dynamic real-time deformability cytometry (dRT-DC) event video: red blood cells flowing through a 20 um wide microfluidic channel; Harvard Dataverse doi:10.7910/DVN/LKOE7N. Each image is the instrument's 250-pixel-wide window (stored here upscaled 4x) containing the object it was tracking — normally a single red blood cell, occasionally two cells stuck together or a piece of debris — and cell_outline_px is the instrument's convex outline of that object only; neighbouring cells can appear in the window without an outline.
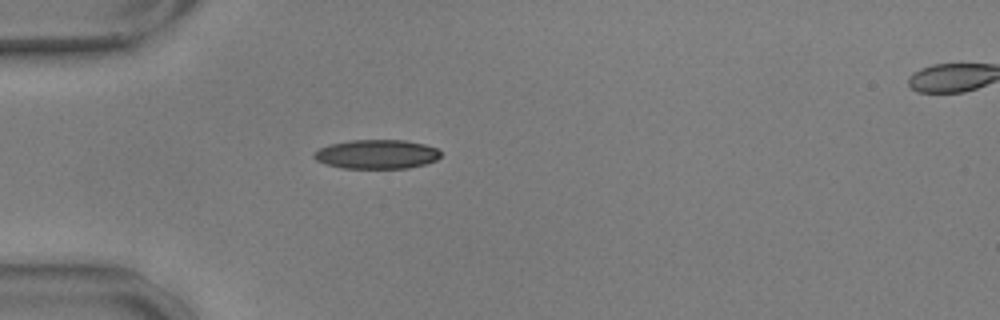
{"species": "common noctule bat (a hibernating species)", "species_latin": "Nyctalus noctula", "temperature_condition": "warm", "stored_images_in_passage": 42, "camera_frame_rate_fps": 3000, "um_per_image_px": 0.085, "animal": {"sex": "male", "body_mass_g": 17.9, "forearm_length_mm": 54.2}, "frame": {"image": 1, "passage_image": 1, "time_ms": 0.0, "image_size_px": [1000, 320], "cell_outline_px": [[440, 156], [436, 160], [424, 164], [408, 168], [340, 168], [324, 164], [316, 160], [312, 156], [312, 152], [320, 148], [332, 144], [348, 140], [404, 140], [424, 144], [436, 148], [440, 152]], "centroid_in_image_um": [31.98, 13.11], "position_along_channel_um": 53.0, "area_um2": 21.56}}
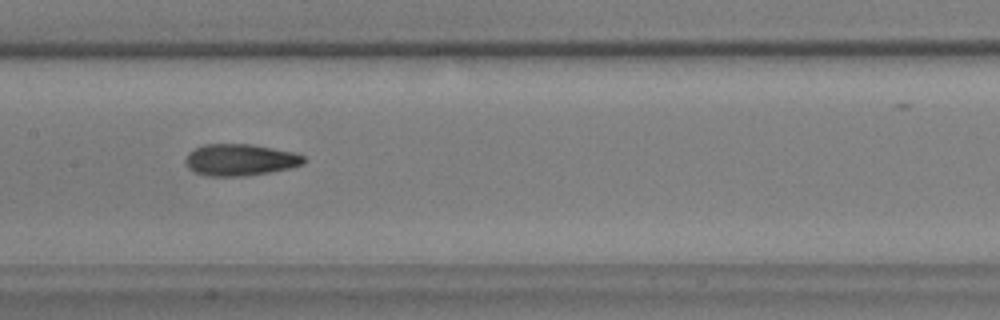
{"frame": {"image": 2, "passage_image": 13, "time_ms": 4.0, "image_size_px": [1000, 320], "cell_outline_px": [[308, 160], [304, 164], [292, 168], [244, 176], [208, 176], [196, 172], [188, 168], [184, 160], [188, 152], [204, 144], [252, 144], [296, 152], [304, 156]], "centroid_in_image_um": [20.45, 13.58], "position_along_channel_um": 186.9, "area_um2": 22.08}}
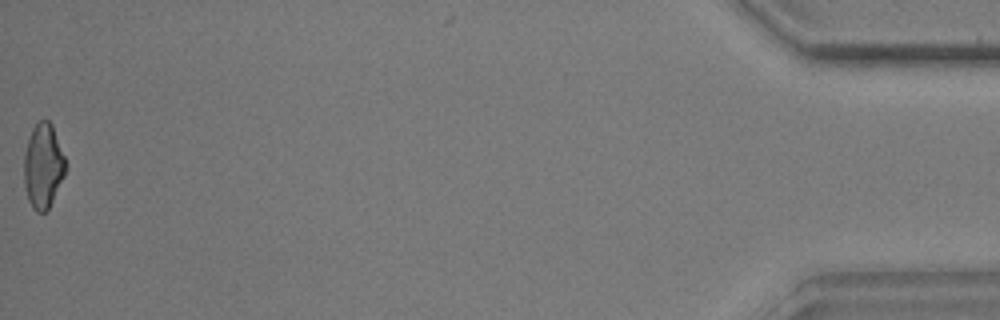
{"frame": {"image": 3, "passage_image": 41, "time_ms": 13.333, "image_size_px": [1000, 320], "cell_outline_px": [[64, 176], [48, 208], [44, 212], [36, 212], [32, 208], [28, 200], [24, 184], [24, 152], [32, 128], [40, 120], [48, 120], [52, 124], [64, 156]], "centroid_in_image_um": [3.64, 14.1], "position_along_channel_um": 431.6, "area_um2": 20.17}, "authors_computed_cell_mechanics": {"area_um2": 21.2993, "velocity_mm_per_s": 3.6035, "shape_relaxation_time_tau1_ms": null, "shape_relaxation_time_tau2_ms": 3.198, "deformation_change_tau1": null, "deformation_change_tau2": 0.1033}}